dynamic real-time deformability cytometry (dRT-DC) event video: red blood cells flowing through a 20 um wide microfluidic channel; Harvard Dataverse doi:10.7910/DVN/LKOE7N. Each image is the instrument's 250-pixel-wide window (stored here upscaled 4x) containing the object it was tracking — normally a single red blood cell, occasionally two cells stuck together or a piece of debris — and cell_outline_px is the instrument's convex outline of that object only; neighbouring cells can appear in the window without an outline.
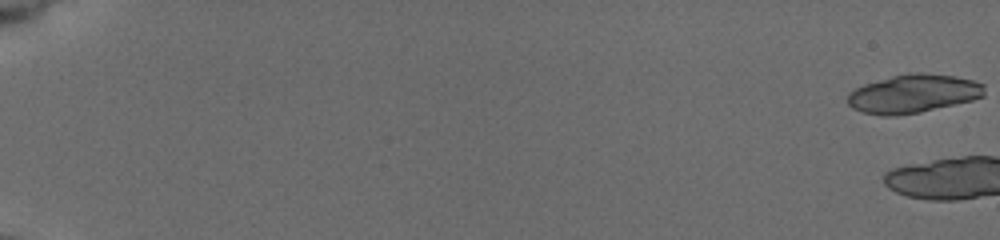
{"species": "common noctule bat (a hibernating species)", "species_latin": "Nyctalus noctula", "temperature_condition": "cold", "stored_images_in_passage": 5, "camera_frame_rate_fps": 3000, "um_per_image_px": 0.085, "animal": {"sex": "female", "body_mass_g": 19.5, "forearm_length_mm": 54.1}, "frame": {"image": 1, "passage_image": 1, "time_ms": 0.0, "image_size_px": [1000, 240], "cell_outline_px": [[984, 96], [972, 100], [920, 112], [896, 116], [880, 116], [864, 112], [852, 108], [848, 104], [848, 92], [864, 84], [892, 76], [908, 72], [920, 72], [956, 76], [972, 80], [984, 84]], "centroid_in_image_um": [77.62, 7.96], "position_along_channel_um": 7.4, "area_um2": 30.75}}